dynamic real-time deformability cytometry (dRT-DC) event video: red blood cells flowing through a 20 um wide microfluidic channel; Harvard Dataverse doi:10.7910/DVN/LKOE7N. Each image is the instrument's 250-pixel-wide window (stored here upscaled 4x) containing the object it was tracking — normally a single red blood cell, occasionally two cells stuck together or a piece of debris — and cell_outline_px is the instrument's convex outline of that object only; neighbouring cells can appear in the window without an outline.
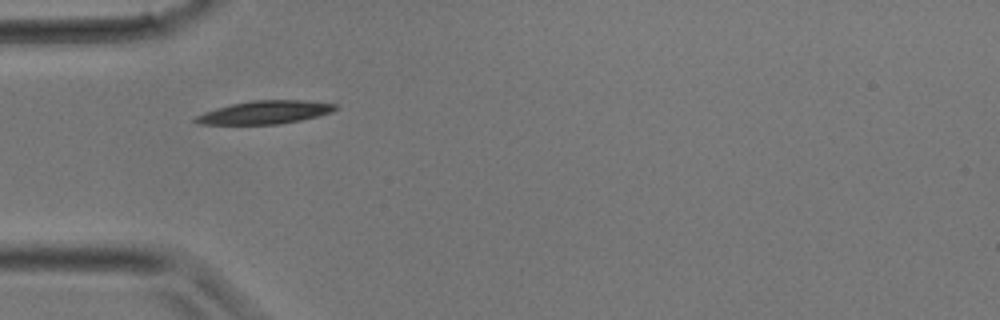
{"species": "common noctule bat (a hibernating species)", "species_latin": "Nyctalus noctula", "temperature_condition": "room temperature", "stored_images_in_passage": 23, "camera_frame_rate_fps": 3000, "um_per_image_px": 0.085, "animal": {"sex": "male", "body_mass_g": 17.9}, "frame": {"image": 1, "passage_image": 1, "time_ms": 0.0, "image_size_px": [1000, 320], "cell_outline_px": [[340, 108], [332, 112], [300, 120], [280, 124], [200, 124], [192, 120], [196, 116], [204, 112], [216, 108], [232, 104], [252, 100], [304, 100], [336, 104]], "centroid_in_image_um": [22.54, 9.54], "position_along_channel_um": 62.5, "area_um2": 18.79}}
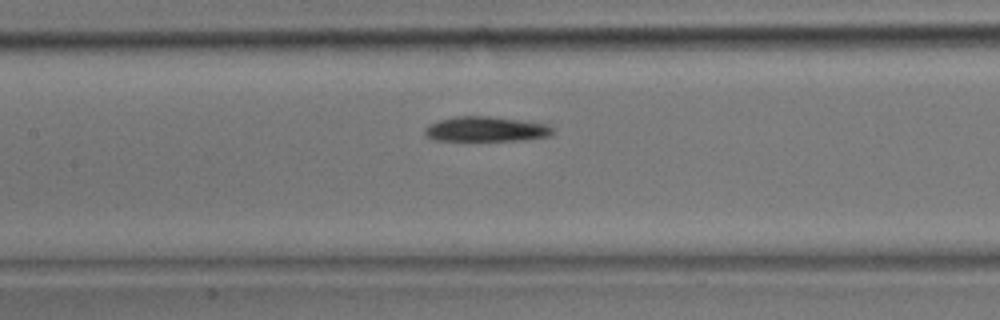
{"frame": {"image": 2, "passage_image": 6, "time_ms": 1.667, "image_size_px": [1000, 320], "cell_outline_px": [[552, 136], [524, 140], [432, 140], [424, 132], [424, 128], [428, 124], [440, 120], [456, 116], [488, 116], [520, 120], [548, 124], [552, 128]], "centroid_in_image_um": [41.31, 10.97], "position_along_channel_um": 166.1, "area_um2": 18.55}}
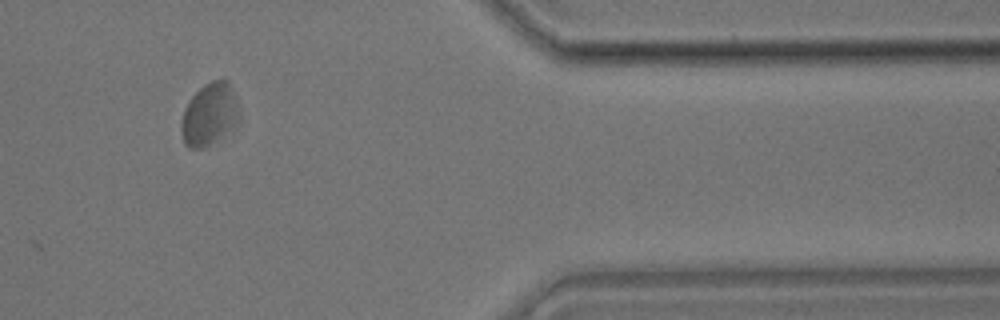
{"frame": {"image": 3, "passage_image": 18, "time_ms": 5.667, "image_size_px": [1000, 320], "cell_outline_px": [[240, 124], [236, 128], [224, 136], [200, 148], [188, 148], [184, 144], [180, 128], [180, 124], [184, 108], [192, 96], [204, 84], [212, 80], [228, 80], [240, 112]], "centroid_in_image_um": [17.82, 9.74], "position_along_channel_um": 393.6, "area_um2": 21.33}}